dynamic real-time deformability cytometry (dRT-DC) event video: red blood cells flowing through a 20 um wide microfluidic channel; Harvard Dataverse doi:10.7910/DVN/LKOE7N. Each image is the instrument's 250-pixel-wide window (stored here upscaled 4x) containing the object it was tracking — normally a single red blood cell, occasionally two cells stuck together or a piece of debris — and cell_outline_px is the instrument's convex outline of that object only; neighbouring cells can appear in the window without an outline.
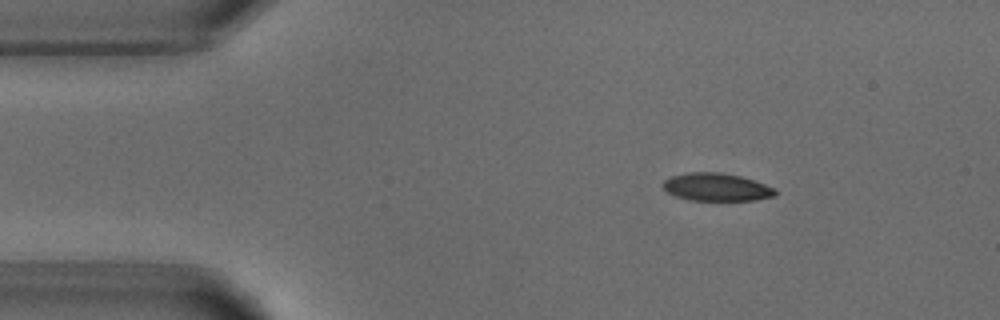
{"species": "common noctule bat (a hibernating species)", "species_latin": "Nyctalus noctula", "temperature_condition": "warm", "stored_images_in_passage": 3, "camera_frame_rate_fps": 3000, "um_per_image_px": 0.085, "animal": {"sex": "male", "body_mass_g": 18.8}, "frame": {"image": 1, "passage_image": 1, "time_ms": 0.0, "image_size_px": [1000, 320], "cell_outline_px": [[776, 196], [756, 200], [692, 200], [676, 196], [668, 192], [660, 184], [664, 180], [672, 176], [688, 172], [720, 172], [740, 176], [776, 188]], "centroid_in_image_um": [60.9, 15.9], "position_along_channel_um": 24.1, "area_um2": 18.15}}
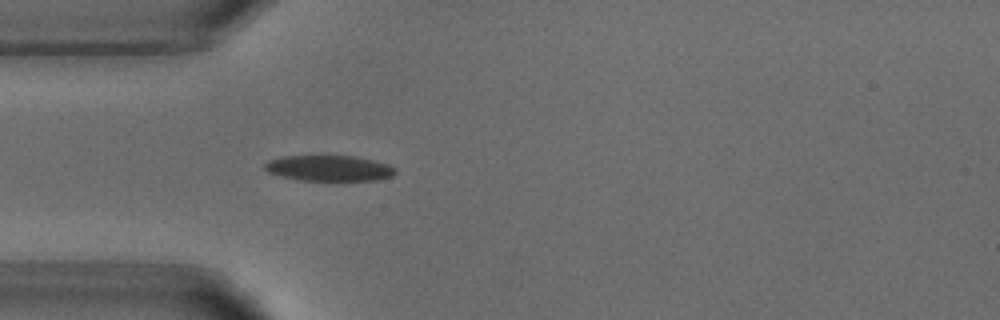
{"frame": {"image": 2, "passage_image": 3, "time_ms": 2.333, "image_size_px": [1000, 320], "cell_outline_px": [[396, 172], [392, 176], [376, 180], [300, 180], [268, 172], [264, 168], [264, 164], [268, 160], [280, 156], [352, 156], [372, 160], [388, 164], [396, 168]], "centroid_in_image_um": [27.97, 14.29], "position_along_channel_um": 57.0, "area_um2": 19.36}}